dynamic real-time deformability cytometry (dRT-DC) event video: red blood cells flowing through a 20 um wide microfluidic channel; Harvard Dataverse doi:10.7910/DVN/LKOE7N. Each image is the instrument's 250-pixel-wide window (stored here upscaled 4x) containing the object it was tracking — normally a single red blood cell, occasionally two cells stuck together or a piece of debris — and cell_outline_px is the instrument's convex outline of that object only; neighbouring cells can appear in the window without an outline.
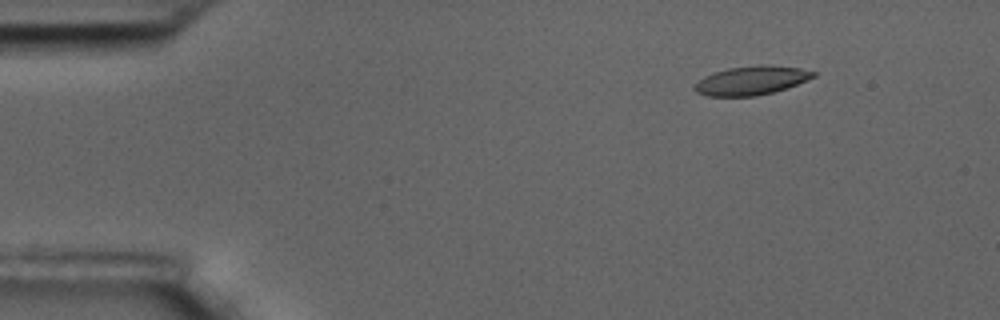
{"species": "common noctule bat (a hibernating species)", "species_latin": "Nyctalus noctula", "temperature_condition": "room temperature", "stored_images_in_passage": 5, "camera_frame_rate_fps": 3000, "um_per_image_px": 0.085, "animal": {"sex": "male", "body_mass_g": 17.5, "forearm_length_mm": 52.3}, "frame": {"image": 1, "passage_image": 2, "time_ms": 0.333, "image_size_px": [1000, 320], "cell_outline_px": [[816, 76], [788, 88], [756, 96], [708, 96], [696, 92], [692, 88], [704, 76], [728, 68], [760, 64], [764, 64], [800, 68], [816, 72]], "centroid_in_image_um": [63.88, 6.84], "position_along_channel_um": 21.1, "area_um2": 19.94}}
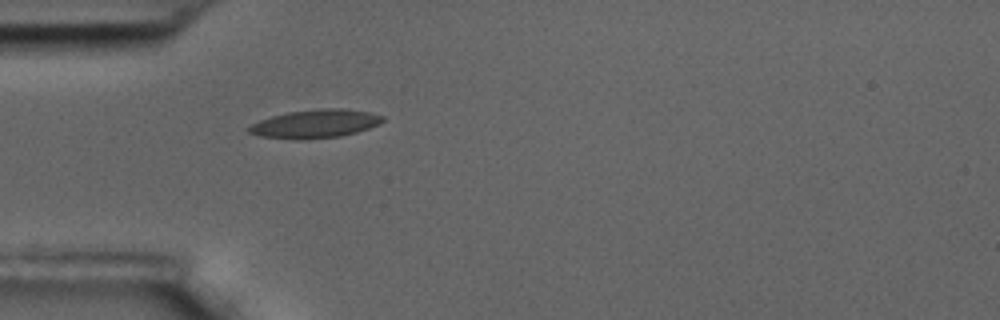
{"frame": {"image": 2, "passage_image": 5, "time_ms": 1.333, "image_size_px": [1000, 320], "cell_outline_px": [[384, 120], [380, 124], [356, 132], [340, 136], [260, 136], [248, 132], [244, 128], [260, 120], [272, 116], [288, 112], [320, 108], [340, 108], [368, 112], [384, 116]], "centroid_in_image_um": [26.84, 10.46], "position_along_channel_um": 58.2, "area_um2": 20.98}}